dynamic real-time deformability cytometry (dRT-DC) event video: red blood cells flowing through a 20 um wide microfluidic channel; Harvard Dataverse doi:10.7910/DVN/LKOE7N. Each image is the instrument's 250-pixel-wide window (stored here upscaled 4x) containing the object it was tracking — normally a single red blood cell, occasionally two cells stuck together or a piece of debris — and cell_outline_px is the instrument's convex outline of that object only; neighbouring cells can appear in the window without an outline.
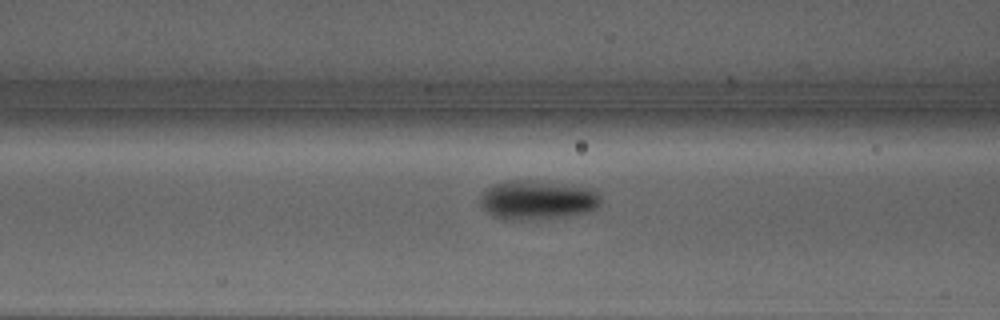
{"species": "Egyptian fruit bat (a non-hibernating species)", "species_latin": "Rousettus aegyptiacus", "temperature_condition": "warm", "stored_images_in_passage": 9, "camera_frame_rate_fps": 3000, "um_per_image_px": 0.085, "animal": {"sex": "male"}, "frame": {"image": 1, "passage_image": 7, "time_ms": 2.0, "image_size_px": [1000, 320], "cell_outline_px": [[600, 204], [596, 208], [588, 212], [564, 216], [496, 216], [488, 212], [480, 204], [480, 200], [484, 192], [488, 188], [496, 184], [508, 180], [528, 180], [592, 188], [600, 196]], "centroid_in_image_um": [45.75, 16.93], "position_along_channel_um": 120.9, "area_um2": 25.84}}